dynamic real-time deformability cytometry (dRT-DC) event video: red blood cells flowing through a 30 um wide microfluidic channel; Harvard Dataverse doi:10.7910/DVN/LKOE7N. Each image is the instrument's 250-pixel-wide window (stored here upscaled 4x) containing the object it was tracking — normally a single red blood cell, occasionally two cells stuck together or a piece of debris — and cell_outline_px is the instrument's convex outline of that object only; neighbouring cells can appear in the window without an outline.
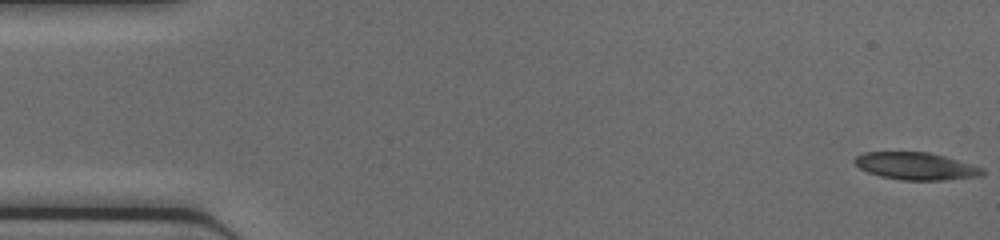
{"species": "common noctule bat (a hibernating species)", "species_latin": "Nyctalus noctula", "temperature_condition": "cold", "stored_images_in_passage": 46, "camera_frame_rate_fps": 3000, "um_per_image_px": 0.085, "animal": {"sex": "female", "body_mass_g": 17.0, "forearm_length_mm": 48.0}, "frame": {"image": 1, "passage_image": 1, "time_ms": 0.0, "image_size_px": [1000, 240], "cell_outline_px": [[984, 172], [980, 176], [944, 180], [904, 180], [880, 176], [868, 172], [860, 168], [852, 160], [856, 156], [864, 152], [928, 152], [944, 156], [984, 168]], "centroid_in_image_um": [77.84, 14.12], "position_along_channel_um": 7.2, "area_um2": 20.23}}
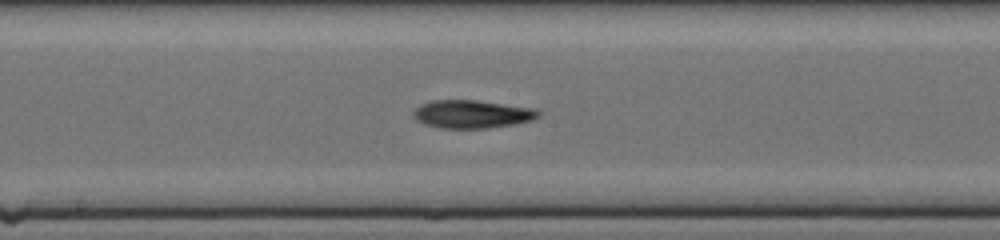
{"frame": {"image": 2, "passage_image": 24, "time_ms": 7.667, "image_size_px": [1000, 240], "cell_outline_px": [[540, 116], [532, 120], [516, 124], [488, 128], [440, 128], [424, 124], [416, 120], [412, 116], [412, 112], [420, 104], [432, 100], [476, 100], [536, 108], [540, 112]], "centroid_in_image_um": [40.12, 9.7], "position_along_channel_um": 208.1, "area_um2": 20.69}}
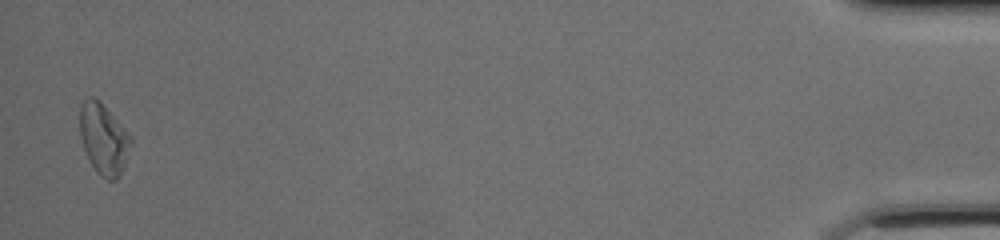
{"frame": {"image": 3, "passage_image": 45, "time_ms": 14.667, "image_size_px": [1000, 240], "cell_outline_px": [[132, 144], [120, 176], [116, 180], [108, 180], [100, 176], [96, 172], [84, 148], [80, 136], [80, 104], [88, 96], [92, 96], [100, 100], [132, 136]], "centroid_in_image_um": [8.82, 11.79], "position_along_channel_um": 426.4, "area_um2": 21.21}}